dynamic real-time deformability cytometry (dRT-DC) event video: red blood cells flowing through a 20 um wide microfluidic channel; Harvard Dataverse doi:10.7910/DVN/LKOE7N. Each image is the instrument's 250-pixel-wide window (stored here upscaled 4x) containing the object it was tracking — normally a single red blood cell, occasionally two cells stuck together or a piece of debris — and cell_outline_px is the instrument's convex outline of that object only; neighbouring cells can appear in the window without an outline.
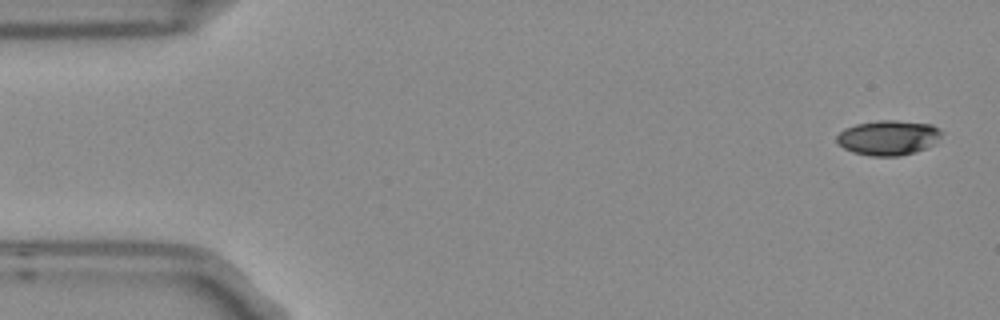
{"species": "Egyptian fruit bat (a non-hibernating species)", "species_latin": "Rousettus aegyptiacus", "temperature_condition": "room temperature", "stored_images_in_passage": 4, "camera_frame_rate_fps": 3000, "um_per_image_px": 0.085, "frame": {"image": 1, "passage_image": 1, "time_ms": 0.0, "image_size_px": [1000, 320], "cell_outline_px": [[940, 136], [924, 148], [916, 152], [900, 156], [868, 156], [852, 152], [844, 148], [836, 140], [836, 136], [844, 128], [856, 124], [876, 120], [896, 120], [932, 124], [940, 128]], "centroid_in_image_um": [75.45, 11.69], "position_along_channel_um": 9.5, "area_um2": 21.21}}